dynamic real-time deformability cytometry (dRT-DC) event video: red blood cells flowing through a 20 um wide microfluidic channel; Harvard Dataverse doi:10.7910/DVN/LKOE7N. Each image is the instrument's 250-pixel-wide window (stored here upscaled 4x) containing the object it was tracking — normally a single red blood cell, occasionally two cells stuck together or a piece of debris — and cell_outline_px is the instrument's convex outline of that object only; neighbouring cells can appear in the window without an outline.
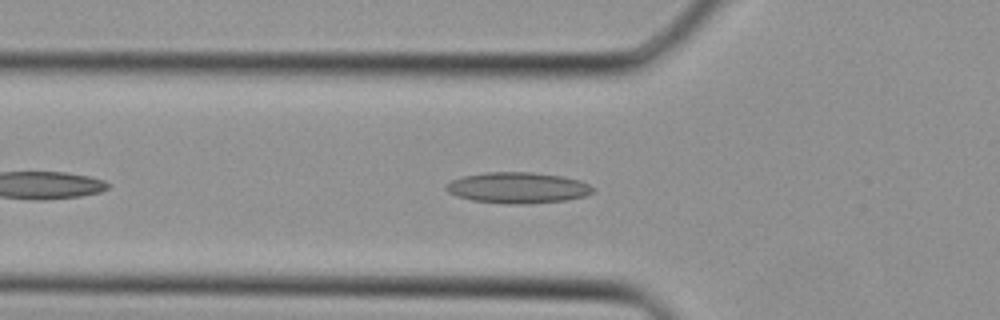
{"species": "Egyptian fruit bat (a non-hibernating species)", "species_latin": "Rousettus aegyptiacus", "temperature_condition": "cold", "stored_images_in_passage": 11, "camera_frame_rate_fps": 3000, "um_per_image_px": 0.085, "animal": {"sex": "female"}, "frame": {"image": 1, "passage_image": 4, "time_ms": 1.0, "image_size_px": [1000, 320], "cell_outline_px": [[596, 188], [592, 192], [584, 196], [564, 200], [520, 204], [508, 204], [472, 200], [456, 196], [448, 192], [444, 188], [444, 184], [452, 180], [464, 176], [484, 172], [532, 172], [564, 176], [580, 180]], "centroid_in_image_um": [43.98, 15.95], "position_along_channel_um": 81.8, "area_um2": 26.53}}
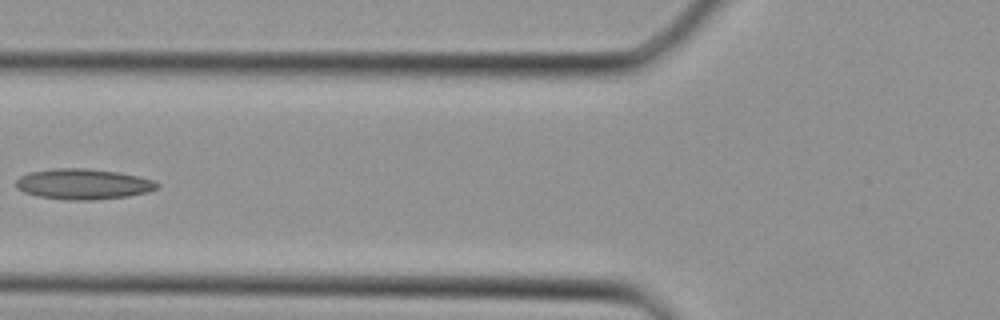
{"frame": {"image": 2, "passage_image": 6, "time_ms": 1.667, "image_size_px": [1000, 320], "cell_outline_px": [[160, 184], [156, 188], [148, 192], [128, 196], [92, 200], [68, 200], [40, 196], [24, 192], [16, 188], [16, 180], [20, 176], [28, 172], [52, 168], [88, 168], [116, 172], [156, 180]], "centroid_in_image_um": [7.06, 15.64], "position_along_channel_um": 118.7, "area_um2": 25.14}}